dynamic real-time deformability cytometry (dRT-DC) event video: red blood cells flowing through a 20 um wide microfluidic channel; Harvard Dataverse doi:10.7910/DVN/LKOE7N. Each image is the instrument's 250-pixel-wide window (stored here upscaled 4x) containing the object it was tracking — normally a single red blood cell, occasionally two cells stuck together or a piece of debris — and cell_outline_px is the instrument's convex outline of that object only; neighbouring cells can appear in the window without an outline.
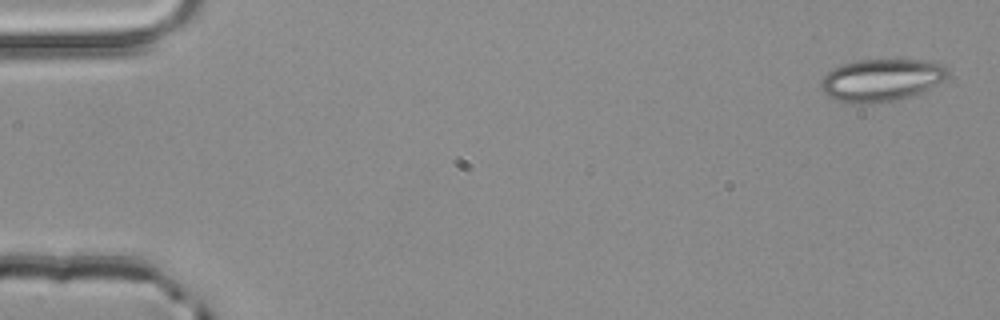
{"species": "common noctule bat (a hibernating species)", "species_latin": "Nyctalus noctula", "temperature_condition": "room temperature", "stored_images_in_passage": 4, "camera_frame_rate_fps": 3000, "um_per_image_px": 0.085, "animal": {"sex": "male", "body_mass_g": 20.4}, "frame": {"image": 1, "passage_image": 1, "time_ms": 0.0, "image_size_px": [1000, 320], "cell_outline_px": [[948, 76], [944, 80], [920, 92], [896, 100], [860, 104], [852, 104], [836, 100], [828, 96], [820, 88], [820, 80], [832, 68], [840, 64], [856, 60], [928, 60], [944, 64], [948, 68]], "centroid_in_image_um": [74.89, 6.79], "position_along_channel_um": 10.1, "area_um2": 31.44}}
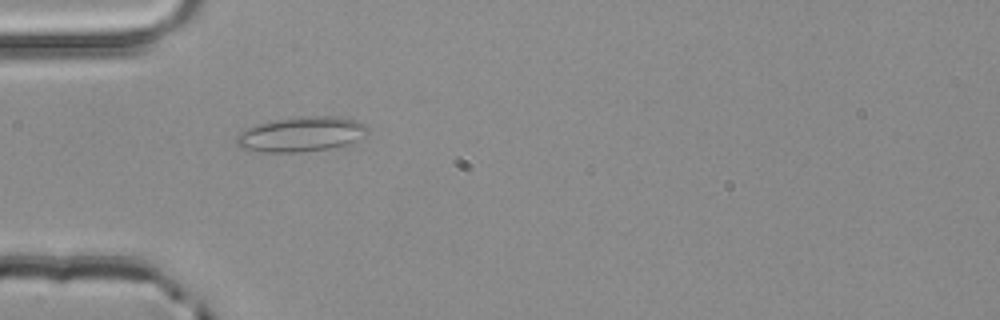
{"frame": {"image": 2, "passage_image": 4, "time_ms": 1.0, "image_size_px": [1000, 320], "cell_outline_px": [[368, 132], [356, 140], [348, 144], [328, 148], [296, 152], [264, 152], [240, 148], [236, 144], [236, 136], [240, 132], [256, 124], [280, 120], [312, 116], [340, 116], [356, 120], [364, 124], [368, 128]], "centroid_in_image_um": [25.6, 11.41], "position_along_channel_um": 59.4, "area_um2": 26.24}}